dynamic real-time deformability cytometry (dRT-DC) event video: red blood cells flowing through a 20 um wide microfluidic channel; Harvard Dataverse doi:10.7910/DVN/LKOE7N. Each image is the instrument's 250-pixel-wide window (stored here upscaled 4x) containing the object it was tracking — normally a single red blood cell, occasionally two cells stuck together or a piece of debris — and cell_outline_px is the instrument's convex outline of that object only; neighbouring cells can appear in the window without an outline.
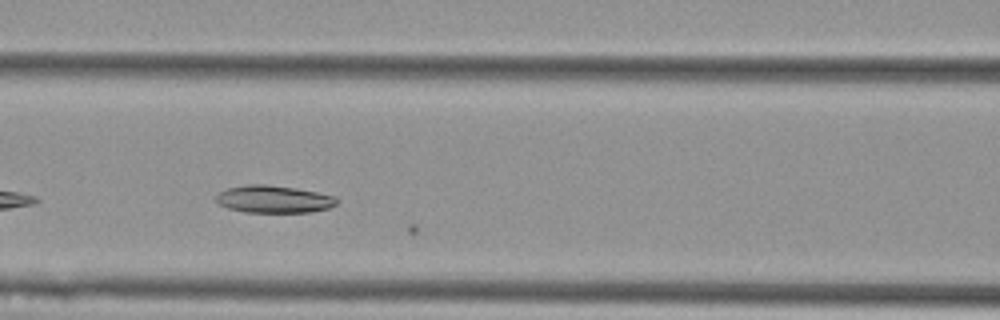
{"species": "Egyptian fruit bat (a non-hibernating species)", "species_latin": "Rousettus aegyptiacus", "temperature_condition": "cold", "stored_images_in_passage": 9, "camera_frame_rate_fps": 3000, "um_per_image_px": 0.085, "animal": {"sex": "female"}, "frame": {"image": 1, "passage_image": 8, "time_ms": 2.333, "image_size_px": [1000, 320], "cell_outline_px": [[340, 200], [336, 204], [328, 208], [312, 212], [244, 212], [228, 208], [220, 204], [216, 200], [216, 196], [220, 192], [228, 188], [244, 184], [264, 184], [296, 188], [336, 196]], "centroid_in_image_um": [23.29, 16.93], "position_along_channel_um": 143.3, "area_um2": 19.31}}